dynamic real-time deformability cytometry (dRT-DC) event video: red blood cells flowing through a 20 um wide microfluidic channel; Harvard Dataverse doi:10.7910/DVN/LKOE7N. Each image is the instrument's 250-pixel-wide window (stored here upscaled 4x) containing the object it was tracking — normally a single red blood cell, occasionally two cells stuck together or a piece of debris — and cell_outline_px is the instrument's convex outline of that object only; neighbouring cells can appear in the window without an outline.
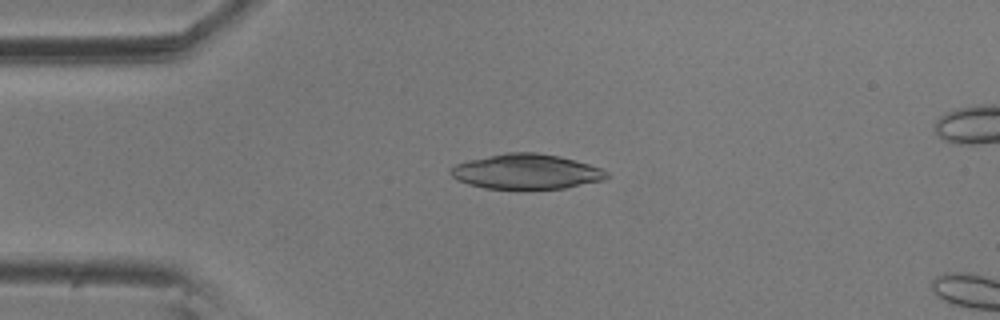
{"species": "common noctule bat (a hibernating species)", "species_latin": "Nyctalus noctula", "temperature_condition": "room temperature", "stored_images_in_passage": 4, "camera_frame_rate_fps": 3000, "um_per_image_px": 0.085, "animal": {"sex": "male", "body_mass_g": 20.5, "forearm_length_mm": 52.5}, "frame": {"image": 1, "passage_image": 3, "time_ms": 0.667, "image_size_px": [1000, 320], "cell_outline_px": [[608, 176], [604, 180], [564, 188], [484, 188], [468, 184], [456, 180], [448, 172], [456, 164], [468, 160], [504, 152], [536, 152], [560, 156], [588, 164], [600, 168], [608, 172]], "centroid_in_image_um": [44.71, 14.57], "position_along_channel_um": 40.3, "area_um2": 31.67}}